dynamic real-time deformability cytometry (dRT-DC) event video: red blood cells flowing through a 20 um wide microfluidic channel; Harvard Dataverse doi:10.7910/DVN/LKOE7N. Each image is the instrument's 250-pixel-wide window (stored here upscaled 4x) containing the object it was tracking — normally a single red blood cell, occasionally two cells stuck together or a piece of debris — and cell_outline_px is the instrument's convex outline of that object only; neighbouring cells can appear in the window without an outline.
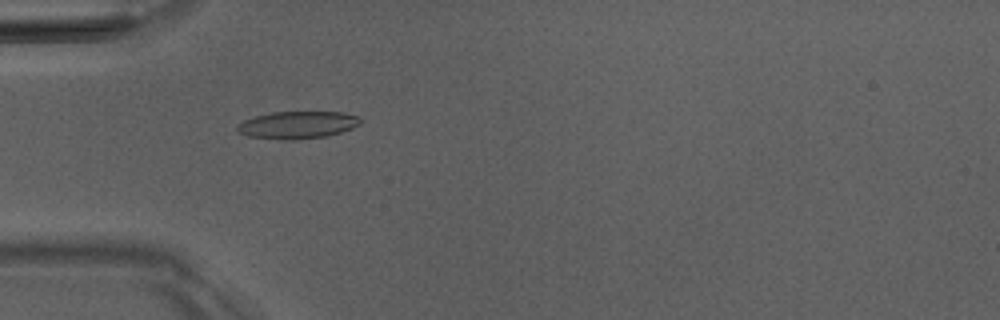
{"species": "Egyptian fruit bat (a non-hibernating species)", "species_latin": "Rousettus aegyptiacus", "temperature_condition": "room temperature", "stored_images_in_passage": 2, "camera_frame_rate_fps": 3000, "um_per_image_px": 0.085, "animal": {"sex": "male"}, "frame": {"image": 1, "passage_image": 1, "time_ms": 0.0, "image_size_px": [1000, 320], "cell_outline_px": [[360, 124], [352, 128], [328, 136], [292, 140], [248, 136], [240, 132], [236, 128], [236, 124], [244, 120], [256, 116], [272, 112], [344, 112], [356, 116], [360, 120]], "centroid_in_image_um": [25.28, 10.61], "position_along_channel_um": 59.7, "area_um2": 19.42}}